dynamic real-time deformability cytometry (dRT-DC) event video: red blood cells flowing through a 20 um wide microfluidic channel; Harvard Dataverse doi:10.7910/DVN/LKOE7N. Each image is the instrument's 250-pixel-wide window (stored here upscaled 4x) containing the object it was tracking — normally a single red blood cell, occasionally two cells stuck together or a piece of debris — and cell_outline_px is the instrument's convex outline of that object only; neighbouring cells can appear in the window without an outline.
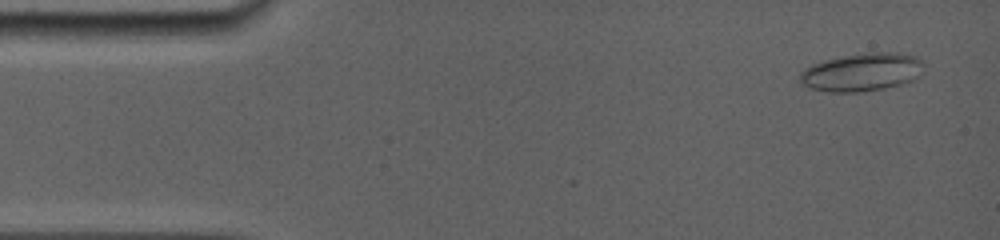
{"species": "common noctule bat (a hibernating species)", "species_latin": "Nyctalus noctula", "temperature_condition": "room temperature", "stored_images_in_passage": 33, "camera_frame_rate_fps": 5000, "um_per_image_px": 0.085, "animal": {"sex": "female", "body_mass_g": 19.0, "forearm_length_mm": 56.7}, "frame": {"image": 1, "passage_image": 2, "time_ms": 0.6, "image_size_px": [1000, 240], "cell_outline_px": [[924, 72], [912, 80], [900, 84], [884, 88], [860, 92], [828, 92], [812, 88], [804, 84], [800, 80], [800, 72], [804, 68], [812, 64], [824, 60], [844, 56], [868, 52], [900, 52], [916, 56], [924, 60]], "centroid_in_image_um": [73.31, 6.12], "position_along_channel_um": 11.7, "area_um2": 27.69}}
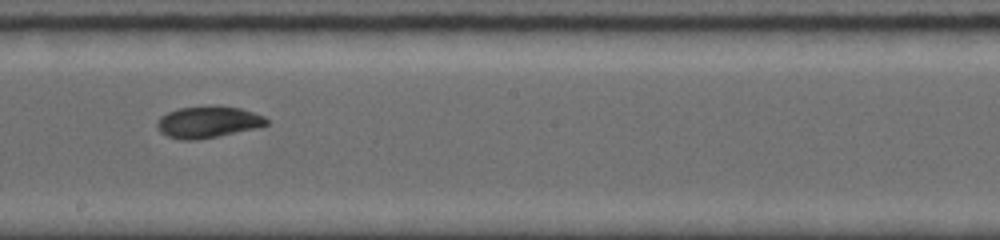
{"frame": {"image": 2, "passage_image": 22, "time_ms": 8.8, "image_size_px": [1000, 240], "cell_outline_px": [[268, 124], [256, 128], [220, 136], [196, 140], [180, 140], [168, 136], [160, 132], [156, 128], [156, 124], [160, 116], [168, 112], [180, 108], [212, 104], [220, 104], [240, 108], [264, 116], [268, 120]], "centroid_in_image_um": [17.67, 10.36], "position_along_channel_um": 230.5, "area_um2": 20.58}}
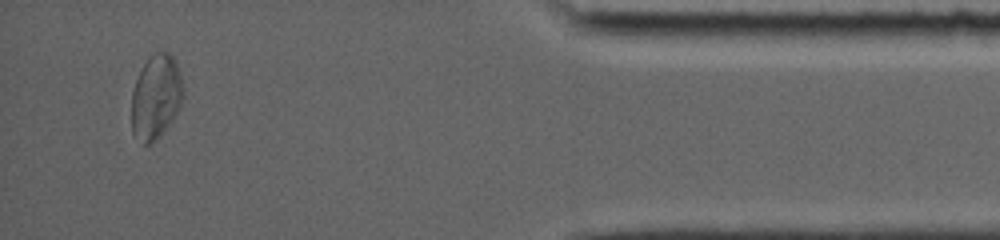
{"frame": {"image": 3, "passage_image": 32, "time_ms": 14.8, "image_size_px": [1000, 240], "cell_outline_px": [[184, 96], [172, 120], [160, 136], [156, 140], [148, 144], [144, 144], [132, 132], [132, 92], [136, 80], [148, 56], [152, 52], [168, 52], [176, 60], [184, 88]], "centroid_in_image_um": [13.26, 8.2], "position_along_channel_um": 421.9, "area_um2": 25.32}, "authors_computed_cell_mechanics": {"area_um2": 21.2126, "velocity_mm_per_s": 3.9106, "shape_relaxation_time_tau1_ms": 6.8152, "shape_relaxation_time_tau2_ms": 4.4329, "deformation_change_tau1": 0.1376, "deformation_change_tau2": 0.0626}}